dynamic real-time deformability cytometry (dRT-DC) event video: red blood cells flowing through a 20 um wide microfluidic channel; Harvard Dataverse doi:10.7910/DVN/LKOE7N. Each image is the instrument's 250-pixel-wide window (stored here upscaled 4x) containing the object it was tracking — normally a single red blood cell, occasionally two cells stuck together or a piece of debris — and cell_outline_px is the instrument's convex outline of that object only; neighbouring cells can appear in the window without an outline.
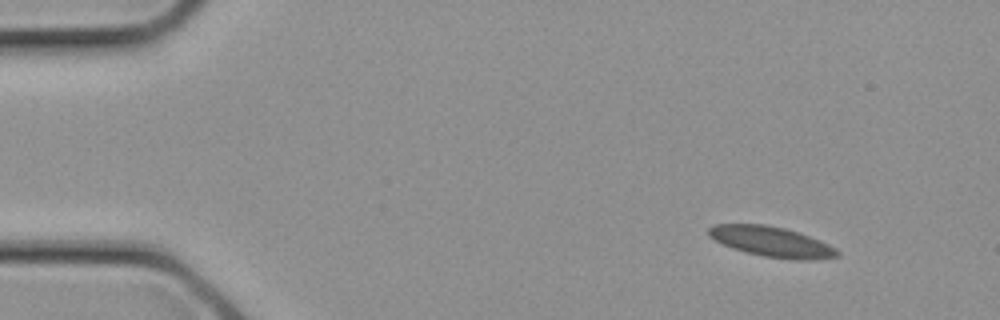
{"species": "common noctule bat (a hibernating species)", "species_latin": "Nyctalus noctula", "temperature_condition": "cold", "stored_images_in_passage": 9, "camera_frame_rate_fps": 3000, "um_per_image_px": 0.085, "animal": {"sex": "female", "body_mass_g": 21.9}, "frame": {"image": 1, "passage_image": 2, "time_ms": 0.333, "image_size_px": [1000, 320], "cell_outline_px": [[840, 256], [812, 260], [792, 260], [764, 256], [732, 248], [708, 236], [708, 228], [716, 224], [764, 224], [784, 228], [820, 240], [836, 248], [840, 252]], "centroid_in_image_um": [65.61, 20.55], "position_along_channel_um": 19.4, "area_um2": 22.48}}
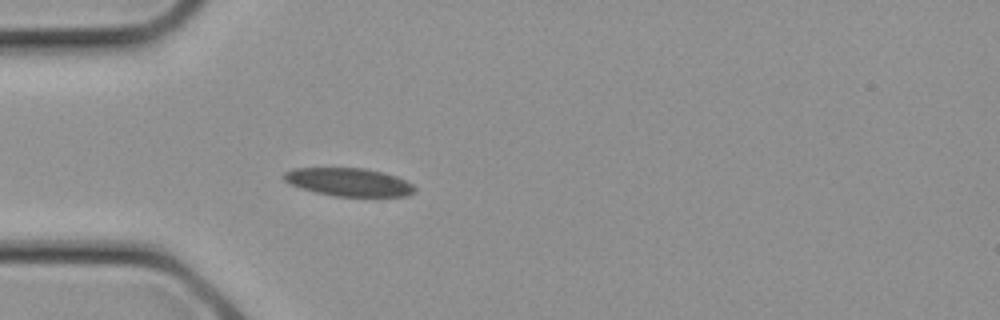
{"frame": {"image": 2, "passage_image": 7, "time_ms": 2.0, "image_size_px": [1000, 320], "cell_outline_px": [[416, 192], [408, 196], [332, 196], [300, 188], [284, 180], [280, 176], [284, 172], [296, 168], [364, 168], [384, 172], [396, 176], [412, 184], [416, 188]], "centroid_in_image_um": [29.65, 15.48], "position_along_channel_um": 55.3, "area_um2": 21.5}}
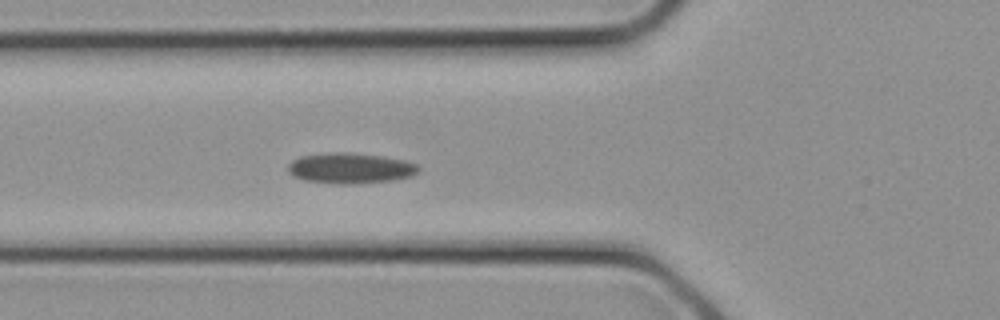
{"frame": {"image": 3, "passage_image": 9, "time_ms": 2.667, "image_size_px": [1000, 320], "cell_outline_px": [[420, 168], [412, 176], [392, 180], [348, 184], [336, 184], [304, 180], [292, 176], [288, 172], [288, 164], [292, 160], [300, 156], [328, 152], [348, 152], [384, 156], [404, 160], [416, 164]], "centroid_in_image_um": [29.74, 14.29], "position_along_channel_um": 96.1, "area_um2": 23.35}}